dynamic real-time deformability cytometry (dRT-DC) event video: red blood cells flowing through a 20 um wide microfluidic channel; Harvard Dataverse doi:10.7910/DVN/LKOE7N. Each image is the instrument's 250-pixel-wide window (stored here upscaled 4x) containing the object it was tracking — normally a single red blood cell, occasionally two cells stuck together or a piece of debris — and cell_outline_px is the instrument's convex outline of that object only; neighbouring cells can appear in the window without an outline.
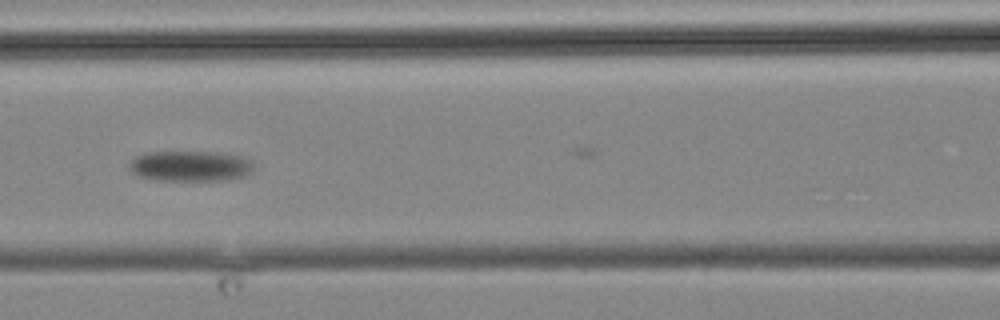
{"species": "common noctule bat (a hibernating species)", "species_latin": "Nyctalus noctula", "temperature_condition": "cold", "stored_images_in_passage": 10, "camera_frame_rate_fps": 3000, "um_per_image_px": 0.085, "animal": {"sex": "male", "body_mass_g": 19.2, "forearm_length_mm": 51.8}, "frame": {"image": 1, "passage_image": 8, "time_ms": 10.0, "image_size_px": [1000, 320], "cell_outline_px": [[252, 172], [228, 180], [156, 180], [140, 176], [132, 172], [128, 168], [128, 164], [136, 156], [144, 152], [220, 152], [244, 156], [252, 160]], "centroid_in_image_um": [16.17, 14.1], "position_along_channel_um": 150.4, "area_um2": 22.25}}